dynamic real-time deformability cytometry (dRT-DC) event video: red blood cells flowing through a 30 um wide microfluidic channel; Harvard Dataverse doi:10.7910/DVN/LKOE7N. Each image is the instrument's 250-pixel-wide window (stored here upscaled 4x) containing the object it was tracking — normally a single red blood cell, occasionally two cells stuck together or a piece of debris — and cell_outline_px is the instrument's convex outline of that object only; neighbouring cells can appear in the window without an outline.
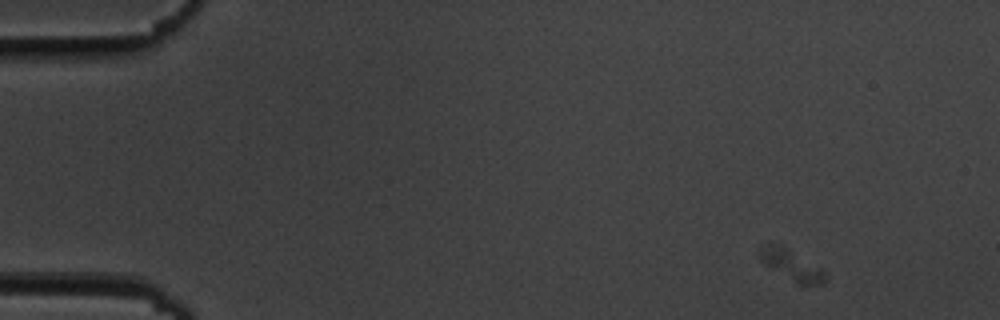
{"species": "common noctule bat (a hibernating species)", "species_latin": "Nyctalus noctula", "temperature_condition": "cold", "stored_images_in_passage": 17, "camera_frame_rate_fps": 3000, "um_per_image_px": 0.085, "animal": {"sex": "male", "body_mass_g": 19.5, "forearm_length_mm": 54.6}, "frame": {"image": 1, "passage_image": 1, "time_ms": 0.0, "image_size_px": [1000, 320], "cell_outline_px": [[824, 280], [820, 284], [796, 284], [760, 260], [760, 252], [772, 244], [820, 268], [824, 272]], "centroid_in_image_um": [67.3, 22.63], "position_along_channel_um": 17.7, "area_um2": 10.06}}